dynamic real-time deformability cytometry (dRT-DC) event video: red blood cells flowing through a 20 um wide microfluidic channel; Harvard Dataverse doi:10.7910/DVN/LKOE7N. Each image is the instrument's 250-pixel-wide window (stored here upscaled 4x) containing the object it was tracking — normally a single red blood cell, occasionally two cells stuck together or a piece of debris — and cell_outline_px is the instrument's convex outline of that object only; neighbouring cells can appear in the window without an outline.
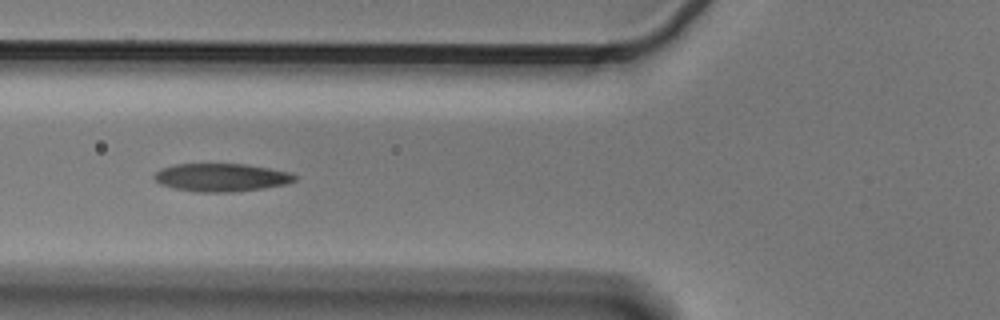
{"species": "Egyptian fruit bat (a non-hibernating species)", "species_latin": "Rousettus aegyptiacus", "temperature_condition": "cold", "stored_images_in_passage": 6, "camera_frame_rate_fps": 3000, "um_per_image_px": 0.085, "animal": {"sex": "male"}, "frame": {"image": 1, "passage_image": 6, "time_ms": 1.667, "image_size_px": [1000, 320], "cell_outline_px": [[296, 180], [284, 184], [264, 188], [232, 192], [196, 192], [176, 188], [160, 184], [152, 176], [160, 168], [176, 164], [244, 164], [268, 168], [288, 172], [296, 176]], "centroid_in_image_um": [18.78, 15.08], "position_along_channel_um": 107.0, "area_um2": 22.77}}